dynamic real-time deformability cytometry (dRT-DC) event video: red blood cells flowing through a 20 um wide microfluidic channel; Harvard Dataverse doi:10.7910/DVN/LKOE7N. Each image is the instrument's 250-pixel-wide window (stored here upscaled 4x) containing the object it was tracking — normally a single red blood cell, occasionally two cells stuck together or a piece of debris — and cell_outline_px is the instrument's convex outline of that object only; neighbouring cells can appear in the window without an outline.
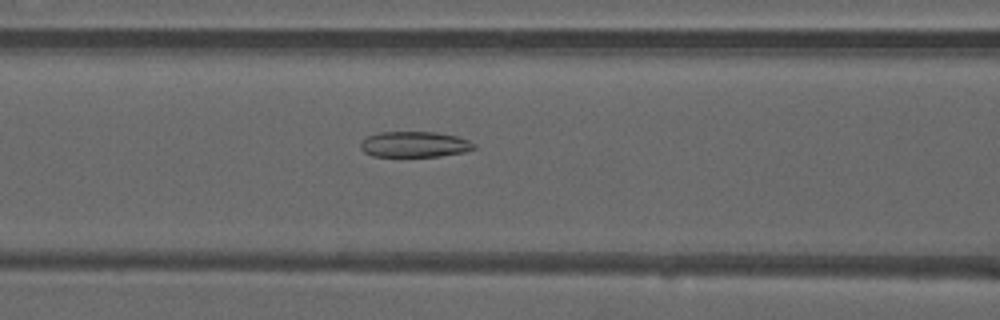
{"species": "common noctule bat (a hibernating species)", "species_latin": "Nyctalus noctula", "temperature_condition": "warm", "stored_images_in_passage": 47, "camera_frame_rate_fps": 3000, "um_per_image_px": 0.085, "animal": {"sex": "male", "forearm_length_mm": 52.5}, "frame": {"image": 1, "passage_image": 18, "time_ms": 5.667, "image_size_px": [1000, 320], "cell_outline_px": [[476, 148], [464, 152], [440, 156], [372, 156], [364, 152], [360, 148], [360, 144], [368, 136], [380, 132], [436, 132], [456, 136], [468, 140], [476, 144]], "centroid_in_image_um": [35.25, 12.27], "position_along_channel_um": 131.3, "area_um2": 16.94}}
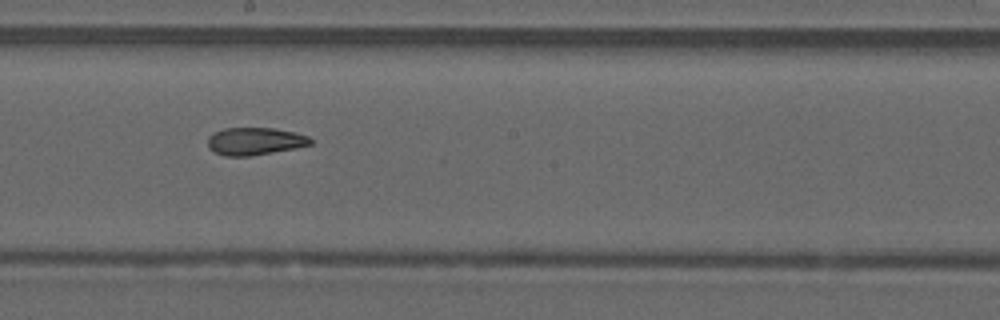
{"frame": {"image": 2, "passage_image": 25, "time_ms": 8.0, "image_size_px": [1000, 320], "cell_outline_px": [[316, 140], [312, 144], [296, 148], [252, 156], [224, 156], [212, 152], [208, 148], [208, 136], [212, 132], [224, 128], [272, 128], [296, 132], [308, 136]], "centroid_in_image_um": [21.67, 12.01], "position_along_channel_um": 226.5, "area_um2": 16.88}}
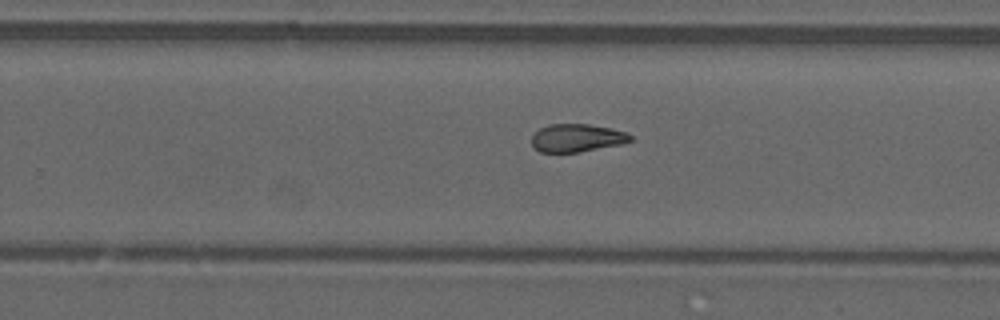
{"frame": {"image": 3, "passage_image": 29, "time_ms": 9.333, "image_size_px": [1000, 320], "cell_outline_px": [[632, 140], [624, 144], [580, 152], [540, 152], [532, 148], [532, 136], [540, 128], [548, 124], [588, 124], [612, 128], [624, 132], [632, 136]], "centroid_in_image_um": [49.03, 11.73], "position_along_channel_um": 280.8, "area_um2": 16.24}, "authors_computed_cell_mechanics": {"area_um2": 17.629, "velocity_mm_per_s": 4.0899, "shape_relaxation_time_tau1_ms": null, "shape_relaxation_time_tau2_ms": 2.3394, "deformation_change_tau1": null, "deformation_change_tau2": 0.099}}